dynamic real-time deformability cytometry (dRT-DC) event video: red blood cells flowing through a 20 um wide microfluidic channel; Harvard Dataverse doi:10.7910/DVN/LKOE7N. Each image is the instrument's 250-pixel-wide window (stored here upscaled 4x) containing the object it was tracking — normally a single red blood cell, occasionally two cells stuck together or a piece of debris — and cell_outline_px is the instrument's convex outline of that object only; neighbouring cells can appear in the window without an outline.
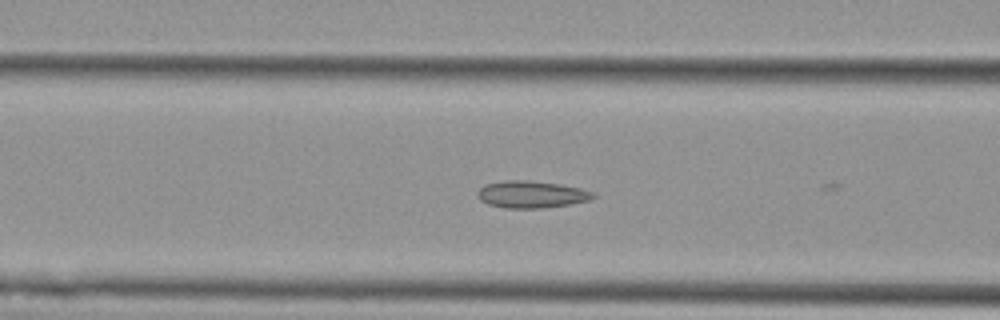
{"species": "Egyptian fruit bat (a non-hibernating species)", "species_latin": "Rousettus aegyptiacus", "temperature_condition": "cold", "stored_images_in_passage": 4, "camera_frame_rate_fps": 3000, "um_per_image_px": 0.085, "animal": {"sex": "female"}, "frame": {"image": 1, "passage_image": 3, "time_ms": 0.667, "image_size_px": [1000, 320], "cell_outline_px": [[596, 196], [588, 200], [572, 204], [544, 208], [504, 208], [488, 204], [480, 200], [476, 196], [476, 192], [484, 184], [504, 180], [528, 180], [560, 184], [580, 188], [596, 192]], "centroid_in_image_um": [45.16, 16.52], "position_along_channel_um": 121.4, "area_um2": 18.5}}